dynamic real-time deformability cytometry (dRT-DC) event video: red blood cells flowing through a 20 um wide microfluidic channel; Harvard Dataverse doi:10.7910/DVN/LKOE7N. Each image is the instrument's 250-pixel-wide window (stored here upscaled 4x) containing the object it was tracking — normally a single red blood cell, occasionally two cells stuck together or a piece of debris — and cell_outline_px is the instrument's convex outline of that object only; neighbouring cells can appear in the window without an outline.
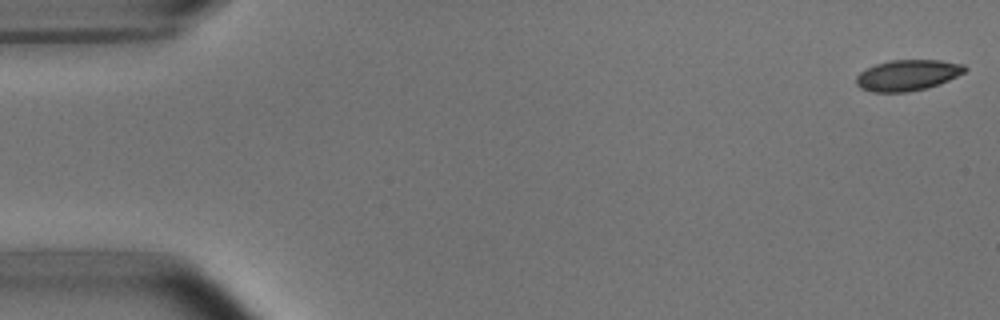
{"species": "common noctule bat (a hibernating species)", "species_latin": "Nyctalus noctula", "temperature_condition": "room temperature", "stored_images_in_passage": 52, "camera_frame_rate_fps": 3000, "um_per_image_px": 0.085, "animal": {"sex": "male", "body_mass_g": 15.6}, "frame": {"image": 1, "passage_image": 1, "time_ms": 0.0, "image_size_px": [1000, 320], "cell_outline_px": [[968, 68], [964, 72], [948, 80], [924, 88], [908, 92], [872, 92], [860, 88], [856, 84], [856, 76], [860, 72], [876, 64], [892, 60], [940, 60], [964, 64]], "centroid_in_image_um": [77.12, 6.39], "position_along_channel_um": 7.9, "area_um2": 19.36}}
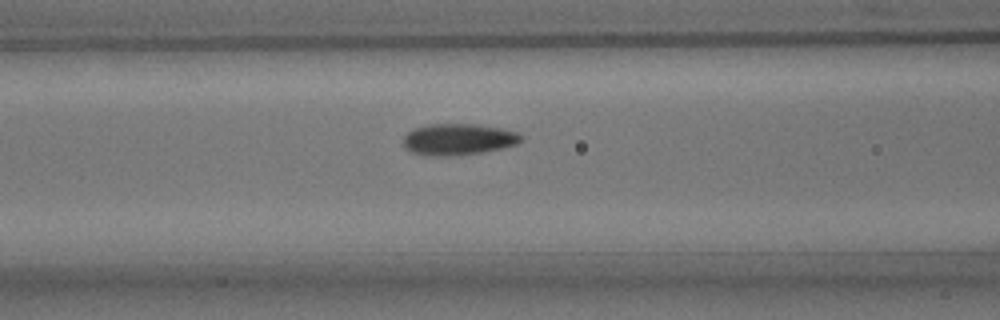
{"frame": {"image": 2, "passage_image": 21, "time_ms": 6.667, "image_size_px": [1000, 320], "cell_outline_px": [[524, 140], [516, 144], [500, 148], [480, 152], [452, 156], [440, 156], [412, 152], [404, 144], [404, 136], [408, 132], [416, 128], [428, 124], [472, 124], [500, 128], [516, 132], [524, 136]], "centroid_in_image_um": [38.99, 11.83], "position_along_channel_um": 127.6, "area_um2": 21.15}}
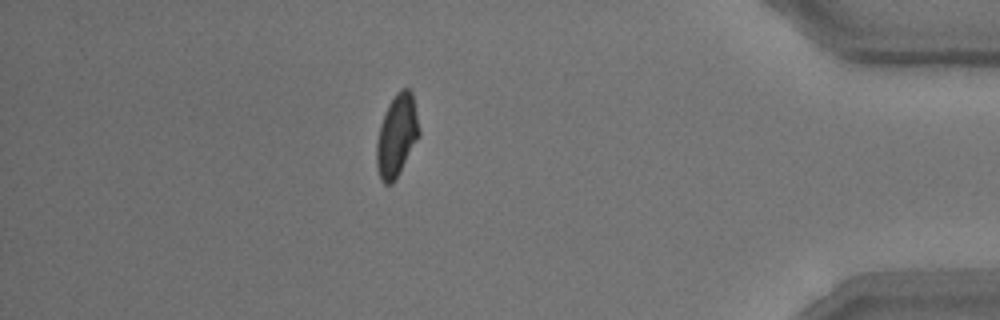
{"frame": {"image": 3, "passage_image": 46, "time_ms": 15.0, "image_size_px": [1000, 320], "cell_outline_px": [[420, 136], [392, 184], [384, 184], [380, 180], [376, 164], [376, 144], [380, 124], [384, 112], [388, 104], [396, 92], [400, 88], [408, 88], [412, 92], [420, 128]], "centroid_in_image_um": [33.72, 11.5], "position_along_channel_um": 401.5, "area_um2": 20.52}, "authors_computed_cell_mechanics": {"area_um2": 20.4034, "velocity_mm_per_s": 3.782, "shape_relaxation_time_tau1_ms": 2.8045, "shape_relaxation_time_tau2_ms": 1.6798, "deformation_change_tau1": 0.1168, "deformation_change_tau2": 0.0646}}